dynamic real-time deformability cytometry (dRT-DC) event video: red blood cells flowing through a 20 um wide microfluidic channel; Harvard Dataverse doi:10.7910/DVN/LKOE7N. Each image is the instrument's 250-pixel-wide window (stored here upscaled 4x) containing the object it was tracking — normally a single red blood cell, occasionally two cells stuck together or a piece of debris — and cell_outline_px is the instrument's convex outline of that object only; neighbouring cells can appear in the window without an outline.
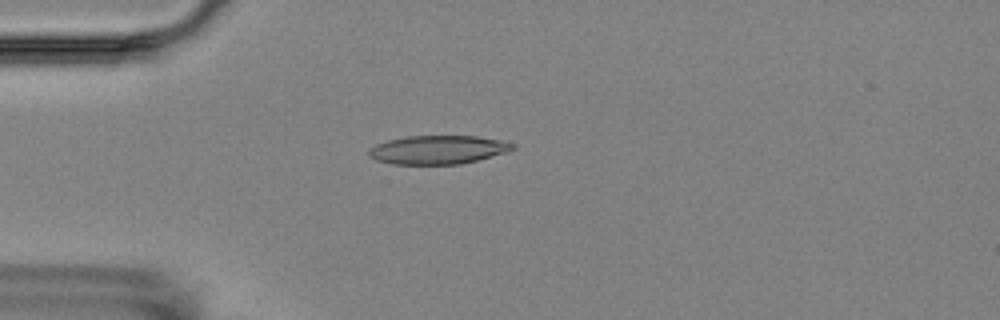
{"species": "Egyptian fruit bat (a non-hibernating species)", "species_latin": "Rousettus aegyptiacus", "temperature_condition": "room temperature", "stored_images_in_passage": 13, "camera_frame_rate_fps": 3000, "um_per_image_px": 0.085, "animal": {"sex": "female"}, "frame": {"image": 1, "passage_image": 2, "time_ms": 1.333, "image_size_px": [1000, 320], "cell_outline_px": [[516, 148], [504, 152], [476, 160], [460, 164], [392, 164], [376, 160], [368, 156], [368, 148], [376, 144], [388, 140], [408, 136], [476, 136], [500, 140], [516, 144]], "centroid_in_image_um": [37.18, 12.72], "position_along_channel_um": 47.8, "area_um2": 23.87}}
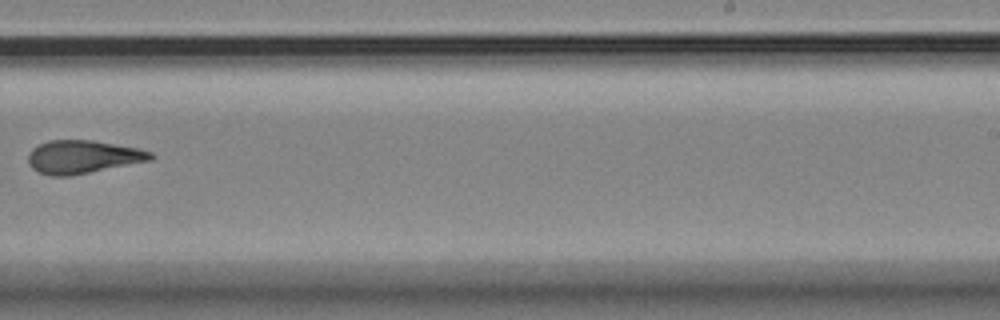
{"frame": {"image": 2, "passage_image": 8, "time_ms": 8.333, "image_size_px": [1000, 320], "cell_outline_px": [[156, 156], [152, 160], [68, 176], [52, 176], [36, 172], [28, 164], [28, 152], [32, 148], [48, 140], [92, 140], [140, 148], [152, 152]], "centroid_in_image_um": [7.03, 13.33], "position_along_channel_um": 282.0, "area_um2": 23.81}}
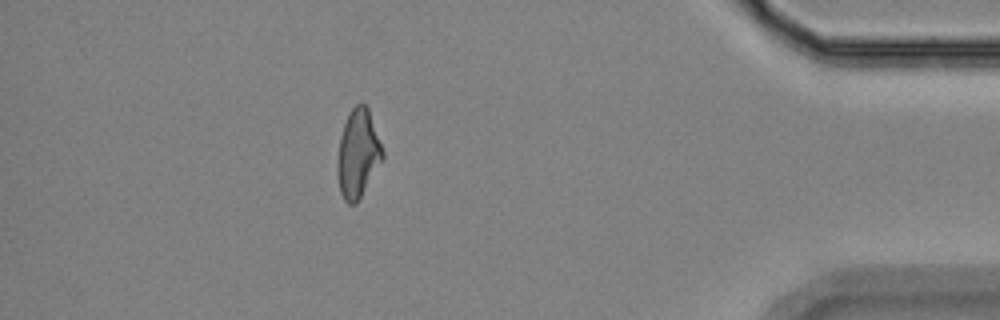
{"frame": {"image": 3, "passage_image": 12, "time_ms": 13.0, "image_size_px": [1000, 320], "cell_outline_px": [[384, 156], [356, 204], [348, 204], [344, 200], [340, 192], [336, 172], [336, 164], [340, 140], [344, 124], [352, 108], [356, 104], [364, 104], [368, 108], [384, 152]], "centroid_in_image_um": [30.41, 13.09], "position_along_channel_um": 404.8, "area_um2": 22.89}, "authors_computed_cell_mechanics": {"area_um2": 23.6402, "velocity_mm_per_s": 3.553, "shape_relaxation_time_tau1_ms": null, "shape_relaxation_time_tau2_ms": 3.9445, "deformation_change_tau1": null, "deformation_change_tau2": 0.1262}}